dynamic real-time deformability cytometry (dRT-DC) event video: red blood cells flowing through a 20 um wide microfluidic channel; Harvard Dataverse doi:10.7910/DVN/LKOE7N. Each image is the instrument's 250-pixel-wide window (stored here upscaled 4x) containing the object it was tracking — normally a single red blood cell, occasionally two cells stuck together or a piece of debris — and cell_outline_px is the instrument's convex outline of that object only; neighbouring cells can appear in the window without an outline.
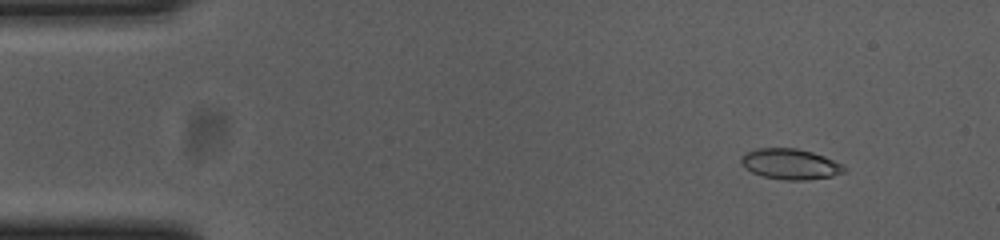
{"species": "common noctule bat (a hibernating species)", "species_latin": "Nyctalus noctula", "temperature_condition": "cold", "stored_images_in_passage": 55, "camera_frame_rate_fps": 3000, "um_per_image_px": 0.085, "animal": {"sex": "female", "body_mass_g": 23.0, "forearm_length_mm": 53.4}, "frame": {"image": 1, "passage_image": 6, "time_ms": 1.667, "image_size_px": [1000, 240], "cell_outline_px": [[848, 168], [844, 172], [832, 176], [808, 180], [784, 180], [764, 176], [752, 172], [740, 160], [740, 156], [744, 152], [756, 148], [796, 148], [812, 152], [824, 156], [844, 164]], "centroid_in_image_um": [67.21, 13.94], "position_along_channel_um": 17.8, "area_um2": 18.44}}
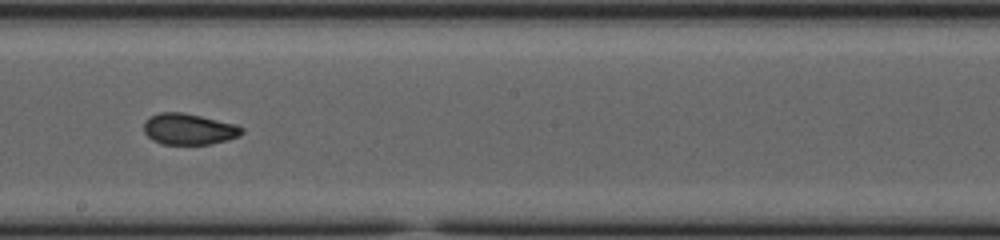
{"frame": {"image": 2, "passage_image": 31, "time_ms": 10.0, "image_size_px": [1000, 240], "cell_outline_px": [[244, 132], [240, 136], [228, 140], [208, 144], [164, 144], [152, 140], [144, 132], [144, 120], [160, 112], [184, 112], [236, 124], [244, 128]], "centroid_in_image_um": [16.08, 10.97], "position_along_channel_um": 232.1, "area_um2": 17.86}}
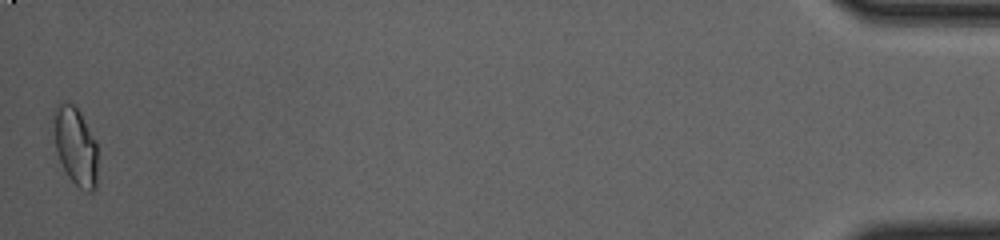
{"frame": {"image": 3, "passage_image": 55, "time_ms": 18.0, "image_size_px": [1000, 240], "cell_outline_px": [[96, 188], [92, 192], [88, 192], [80, 188], [68, 176], [60, 160], [56, 148], [56, 108], [64, 100], [72, 104], [80, 112], [96, 144]], "centroid_in_image_um": [6.45, 12.47], "position_along_channel_um": 428.7, "area_um2": 19.02}, "authors_computed_cell_mechanics": {"area_um2": 18.2648, "velocity_mm_per_s": 3.6806, "shape_relaxation_time_tau1_ms": null, "shape_relaxation_time_tau2_ms": 1.6988, "deformation_change_tau1": null, "deformation_change_tau2": 0.0618}}